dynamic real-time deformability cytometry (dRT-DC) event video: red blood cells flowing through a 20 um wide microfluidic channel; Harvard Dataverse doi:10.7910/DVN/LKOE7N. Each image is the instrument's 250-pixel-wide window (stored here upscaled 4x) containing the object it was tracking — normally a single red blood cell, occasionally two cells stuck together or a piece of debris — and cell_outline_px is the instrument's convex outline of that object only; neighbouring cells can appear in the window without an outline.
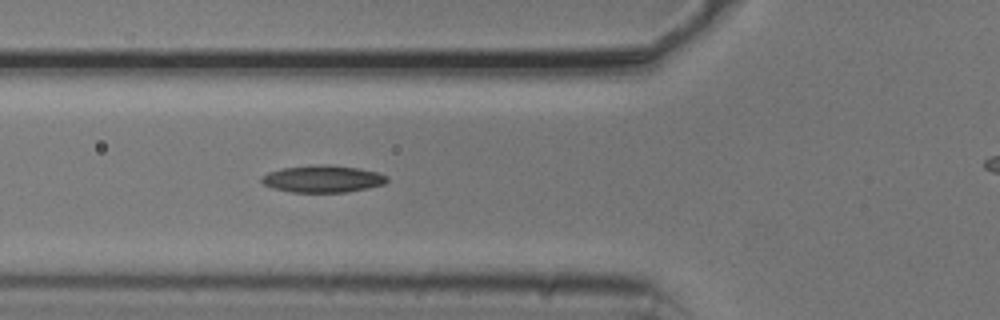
{"species": "common noctule bat (a hibernating species)", "species_latin": "Nyctalus noctula", "temperature_condition": "cold", "stored_images_in_passage": 36, "camera_frame_rate_fps": 3000, "um_per_image_px": 0.085, "animal": {"sex": "male", "body_mass_g": 20.5, "forearm_length_mm": 52.5}, "frame": {"image": 1, "passage_image": 7, "time_ms": 2.0, "image_size_px": [1000, 320], "cell_outline_px": [[388, 180], [384, 184], [368, 188], [348, 192], [292, 192], [272, 188], [264, 184], [260, 180], [268, 172], [284, 168], [316, 164], [328, 164], [360, 168], [376, 172], [388, 176]], "centroid_in_image_um": [27.46, 15.2], "position_along_channel_um": 98.3, "area_um2": 19.83}}
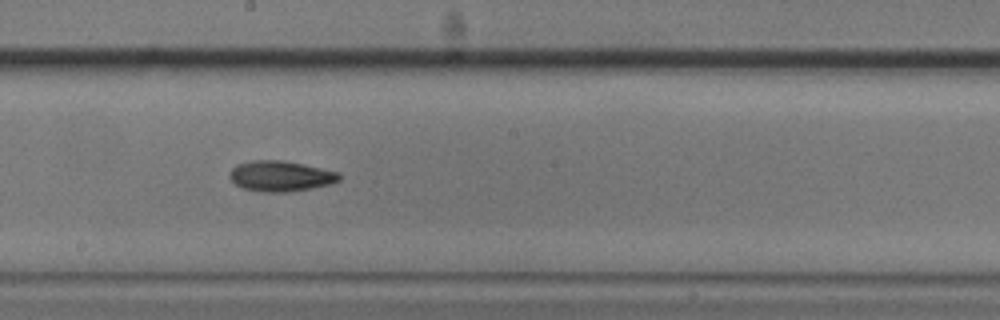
{"frame": {"image": 2, "passage_image": 17, "time_ms": 5.333, "image_size_px": [1000, 320], "cell_outline_px": [[340, 180], [332, 184], [312, 188], [288, 192], [264, 192], [244, 188], [236, 184], [228, 176], [232, 168], [236, 164], [252, 160], [280, 160], [304, 164], [340, 172]], "centroid_in_image_um": [23.87, 14.96], "position_along_channel_um": 224.3, "area_um2": 19.59}}
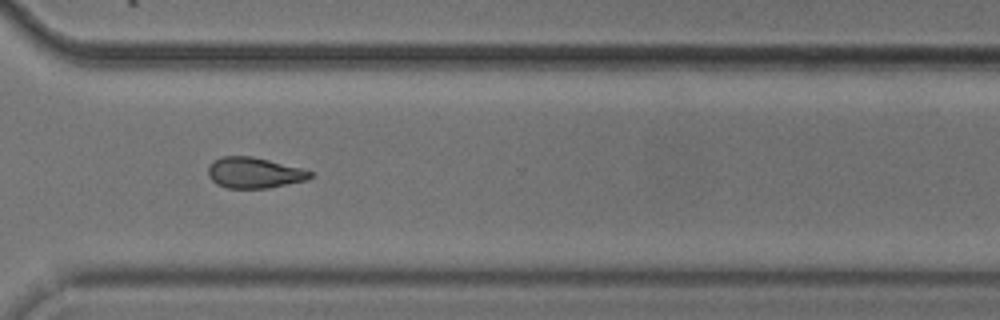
{"frame": {"image": 3, "passage_image": 27, "time_ms": 8.667, "image_size_px": [1000, 320], "cell_outline_px": [[312, 176], [308, 180], [268, 188], [224, 188], [216, 184], [208, 176], [208, 168], [212, 160], [220, 156], [252, 156], [300, 168], [312, 172]], "centroid_in_image_um": [21.56, 14.69], "position_along_channel_um": 349.0, "area_um2": 18.38}, "authors_computed_cell_mechanics": {"area_um2": 19.0451, "velocity_mm_per_s": 3.7582, "shape_relaxation_time_tau1_ms": 6.179, "shape_relaxation_time_tau2_ms": 11.248, "deformation_change_tau1": 0.1588, "deformation_change_tau2": 0.2128}}